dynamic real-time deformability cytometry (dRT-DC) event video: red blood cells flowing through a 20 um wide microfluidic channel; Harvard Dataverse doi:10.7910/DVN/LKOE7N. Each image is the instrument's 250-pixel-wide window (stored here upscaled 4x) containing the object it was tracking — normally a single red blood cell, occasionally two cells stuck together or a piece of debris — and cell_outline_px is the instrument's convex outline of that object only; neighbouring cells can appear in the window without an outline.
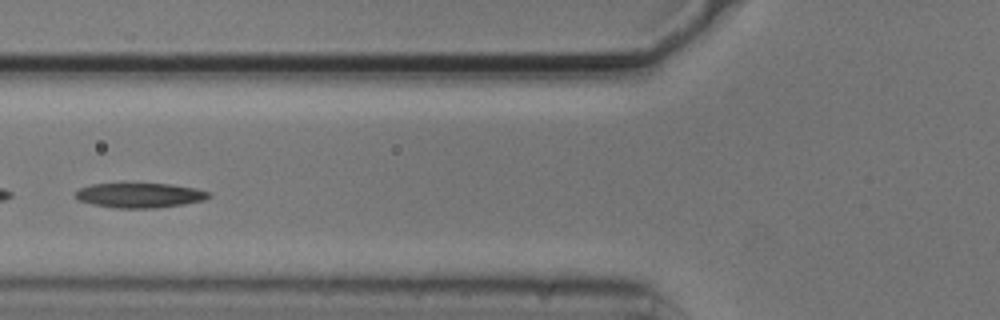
{"species": "common noctule bat (a hibernating species)", "species_latin": "Nyctalus noctula", "temperature_condition": "cold", "stored_images_in_passage": 8, "camera_frame_rate_fps": 3000, "um_per_image_px": 0.085, "animal": {"sex": "male", "body_mass_g": 20.5, "forearm_length_mm": 52.5}, "frame": {"image": 1, "passage_image": 5, "time_ms": 1.333, "image_size_px": [1000, 320], "cell_outline_px": [[212, 196], [204, 200], [184, 204], [156, 208], [116, 208], [92, 204], [76, 200], [76, 192], [80, 188], [92, 184], [124, 180], [172, 184], [196, 188], [212, 192]], "centroid_in_image_um": [11.87, 16.54], "position_along_channel_um": 113.9, "area_um2": 20.46}}
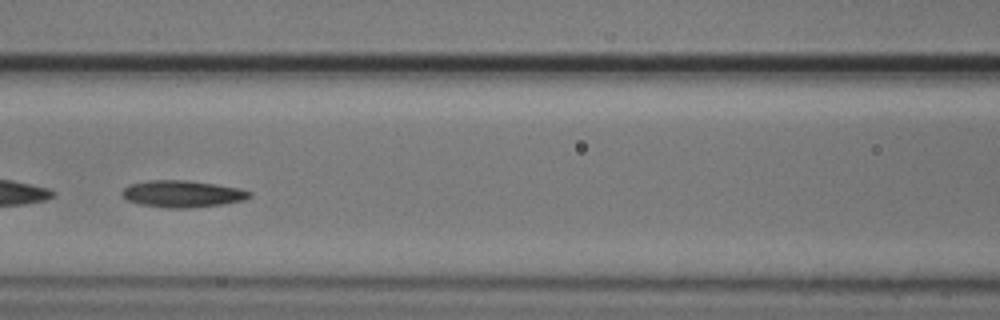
{"frame": {"image": 2, "passage_image": 6, "time_ms": 1.667, "image_size_px": [1000, 320], "cell_outline_px": [[252, 196], [244, 200], [224, 204], [188, 208], [164, 208], [140, 204], [128, 200], [120, 192], [128, 184], [148, 180], [188, 180], [240, 188], [252, 192]], "centroid_in_image_um": [15.51, 16.47], "position_along_channel_um": 151.1, "area_um2": 20.06}}
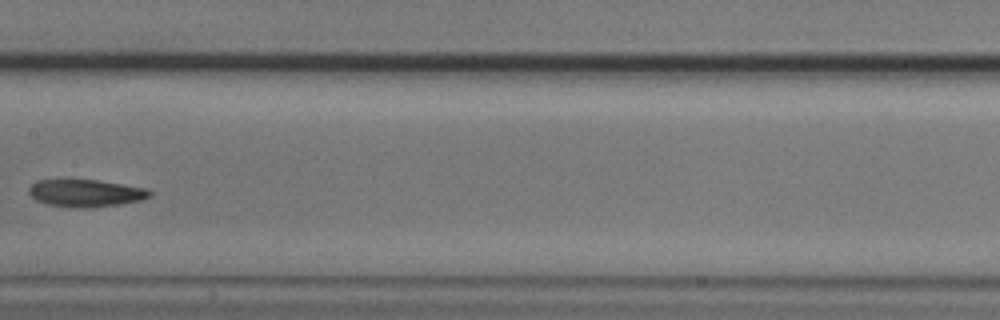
{"frame": {"image": 3, "passage_image": 7, "time_ms": 2.0, "image_size_px": [1000, 320], "cell_outline_px": [[152, 196], [140, 200], [120, 204], [88, 208], [68, 208], [48, 204], [36, 200], [28, 192], [28, 188], [36, 180], [96, 180], [148, 188], [152, 192]], "centroid_in_image_um": [7.29, 16.42], "position_along_channel_um": 200.1, "area_um2": 19.36}}